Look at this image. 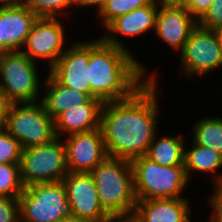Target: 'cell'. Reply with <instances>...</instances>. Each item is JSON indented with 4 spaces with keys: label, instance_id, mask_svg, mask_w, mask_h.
<instances>
[{
    "label": "cell",
    "instance_id": "6da1fadb",
    "mask_svg": "<svg viewBox=\"0 0 222 222\" xmlns=\"http://www.w3.org/2000/svg\"><path fill=\"white\" fill-rule=\"evenodd\" d=\"M159 81L148 79L130 97L103 103L100 128L108 157L132 161L147 155L160 129Z\"/></svg>",
    "mask_w": 222,
    "mask_h": 222
},
{
    "label": "cell",
    "instance_id": "7a4b0ae2",
    "mask_svg": "<svg viewBox=\"0 0 222 222\" xmlns=\"http://www.w3.org/2000/svg\"><path fill=\"white\" fill-rule=\"evenodd\" d=\"M93 38L89 39L91 98L103 103L126 99L148 79L159 78L156 69L150 72L141 60L139 62V57L128 50L109 45L100 37Z\"/></svg>",
    "mask_w": 222,
    "mask_h": 222
},
{
    "label": "cell",
    "instance_id": "3957f363",
    "mask_svg": "<svg viewBox=\"0 0 222 222\" xmlns=\"http://www.w3.org/2000/svg\"><path fill=\"white\" fill-rule=\"evenodd\" d=\"M100 202L110 215L131 214L136 207L131 161L107 157L90 172Z\"/></svg>",
    "mask_w": 222,
    "mask_h": 222
},
{
    "label": "cell",
    "instance_id": "277c9868",
    "mask_svg": "<svg viewBox=\"0 0 222 222\" xmlns=\"http://www.w3.org/2000/svg\"><path fill=\"white\" fill-rule=\"evenodd\" d=\"M131 164L137 199L187 198L184 191L191 184L184 165L161 166L146 155Z\"/></svg>",
    "mask_w": 222,
    "mask_h": 222
},
{
    "label": "cell",
    "instance_id": "5b68a950",
    "mask_svg": "<svg viewBox=\"0 0 222 222\" xmlns=\"http://www.w3.org/2000/svg\"><path fill=\"white\" fill-rule=\"evenodd\" d=\"M39 67L44 66H39L22 51L0 56V91L8 103L41 101L44 79Z\"/></svg>",
    "mask_w": 222,
    "mask_h": 222
},
{
    "label": "cell",
    "instance_id": "8992f818",
    "mask_svg": "<svg viewBox=\"0 0 222 222\" xmlns=\"http://www.w3.org/2000/svg\"><path fill=\"white\" fill-rule=\"evenodd\" d=\"M4 129L20 143L22 150L56 138L54 120L41 101L8 103Z\"/></svg>",
    "mask_w": 222,
    "mask_h": 222
},
{
    "label": "cell",
    "instance_id": "52a82bcc",
    "mask_svg": "<svg viewBox=\"0 0 222 222\" xmlns=\"http://www.w3.org/2000/svg\"><path fill=\"white\" fill-rule=\"evenodd\" d=\"M179 56L177 75L185 80L207 77L206 75L222 69V40L218 30L197 24Z\"/></svg>",
    "mask_w": 222,
    "mask_h": 222
},
{
    "label": "cell",
    "instance_id": "ba28073f",
    "mask_svg": "<svg viewBox=\"0 0 222 222\" xmlns=\"http://www.w3.org/2000/svg\"><path fill=\"white\" fill-rule=\"evenodd\" d=\"M20 171L24 187L62 181L69 173L62 138L22 150Z\"/></svg>",
    "mask_w": 222,
    "mask_h": 222
},
{
    "label": "cell",
    "instance_id": "9c48e42d",
    "mask_svg": "<svg viewBox=\"0 0 222 222\" xmlns=\"http://www.w3.org/2000/svg\"><path fill=\"white\" fill-rule=\"evenodd\" d=\"M18 199L19 215L26 222H58L71 215L62 181L24 187Z\"/></svg>",
    "mask_w": 222,
    "mask_h": 222
},
{
    "label": "cell",
    "instance_id": "30bf717a",
    "mask_svg": "<svg viewBox=\"0 0 222 222\" xmlns=\"http://www.w3.org/2000/svg\"><path fill=\"white\" fill-rule=\"evenodd\" d=\"M65 25L62 19L37 18L21 51L38 64L46 62L49 70L72 43Z\"/></svg>",
    "mask_w": 222,
    "mask_h": 222
},
{
    "label": "cell",
    "instance_id": "8fae6325",
    "mask_svg": "<svg viewBox=\"0 0 222 222\" xmlns=\"http://www.w3.org/2000/svg\"><path fill=\"white\" fill-rule=\"evenodd\" d=\"M72 216L91 222H106L110 214L103 208L90 173L69 172L62 180Z\"/></svg>",
    "mask_w": 222,
    "mask_h": 222
},
{
    "label": "cell",
    "instance_id": "7c38bea8",
    "mask_svg": "<svg viewBox=\"0 0 222 222\" xmlns=\"http://www.w3.org/2000/svg\"><path fill=\"white\" fill-rule=\"evenodd\" d=\"M72 40L63 55L47 71L58 83L91 97L89 82V41Z\"/></svg>",
    "mask_w": 222,
    "mask_h": 222
},
{
    "label": "cell",
    "instance_id": "4fadbf2b",
    "mask_svg": "<svg viewBox=\"0 0 222 222\" xmlns=\"http://www.w3.org/2000/svg\"><path fill=\"white\" fill-rule=\"evenodd\" d=\"M62 140L66 149L69 172L90 173L96 165L108 157L101 128L74 133Z\"/></svg>",
    "mask_w": 222,
    "mask_h": 222
},
{
    "label": "cell",
    "instance_id": "5bb4252c",
    "mask_svg": "<svg viewBox=\"0 0 222 222\" xmlns=\"http://www.w3.org/2000/svg\"><path fill=\"white\" fill-rule=\"evenodd\" d=\"M157 12L158 6L150 1L146 6L135 9L111 21L103 29V34H99L101 36L98 37L109 45L123 48L133 54L134 52L130 50V47L128 48L129 45L126 47L124 44L126 42L122 41L124 38L121 37H125L127 40L135 37L139 39L141 35L143 38L144 35H148L150 32L154 33Z\"/></svg>",
    "mask_w": 222,
    "mask_h": 222
},
{
    "label": "cell",
    "instance_id": "9a60e30c",
    "mask_svg": "<svg viewBox=\"0 0 222 222\" xmlns=\"http://www.w3.org/2000/svg\"><path fill=\"white\" fill-rule=\"evenodd\" d=\"M197 25V20L181 5L158 6L154 34L173 53L180 54ZM175 50V52H174Z\"/></svg>",
    "mask_w": 222,
    "mask_h": 222
},
{
    "label": "cell",
    "instance_id": "2e32d148",
    "mask_svg": "<svg viewBox=\"0 0 222 222\" xmlns=\"http://www.w3.org/2000/svg\"><path fill=\"white\" fill-rule=\"evenodd\" d=\"M35 14L26 3L0 5V31L3 39V54L21 51L33 23Z\"/></svg>",
    "mask_w": 222,
    "mask_h": 222
},
{
    "label": "cell",
    "instance_id": "e0dca14e",
    "mask_svg": "<svg viewBox=\"0 0 222 222\" xmlns=\"http://www.w3.org/2000/svg\"><path fill=\"white\" fill-rule=\"evenodd\" d=\"M190 198L137 199L134 214L140 222H192Z\"/></svg>",
    "mask_w": 222,
    "mask_h": 222
},
{
    "label": "cell",
    "instance_id": "ac0fdd59",
    "mask_svg": "<svg viewBox=\"0 0 222 222\" xmlns=\"http://www.w3.org/2000/svg\"><path fill=\"white\" fill-rule=\"evenodd\" d=\"M103 102L90 98L86 103L69 108L55 120L56 137L64 138L74 133H81L100 128Z\"/></svg>",
    "mask_w": 222,
    "mask_h": 222
},
{
    "label": "cell",
    "instance_id": "d6986e66",
    "mask_svg": "<svg viewBox=\"0 0 222 222\" xmlns=\"http://www.w3.org/2000/svg\"><path fill=\"white\" fill-rule=\"evenodd\" d=\"M190 144V147L189 145ZM184 168L189 182L197 174L208 175L214 188L222 186V155L214 149L191 143L185 144Z\"/></svg>",
    "mask_w": 222,
    "mask_h": 222
},
{
    "label": "cell",
    "instance_id": "ffe728a7",
    "mask_svg": "<svg viewBox=\"0 0 222 222\" xmlns=\"http://www.w3.org/2000/svg\"><path fill=\"white\" fill-rule=\"evenodd\" d=\"M42 76L47 77L43 82L41 102L53 120L69 108L86 103L91 98L87 93L63 86L49 73Z\"/></svg>",
    "mask_w": 222,
    "mask_h": 222
},
{
    "label": "cell",
    "instance_id": "44dd1931",
    "mask_svg": "<svg viewBox=\"0 0 222 222\" xmlns=\"http://www.w3.org/2000/svg\"><path fill=\"white\" fill-rule=\"evenodd\" d=\"M158 134H155L146 156L161 166L184 165L185 135Z\"/></svg>",
    "mask_w": 222,
    "mask_h": 222
},
{
    "label": "cell",
    "instance_id": "7402d4cb",
    "mask_svg": "<svg viewBox=\"0 0 222 222\" xmlns=\"http://www.w3.org/2000/svg\"><path fill=\"white\" fill-rule=\"evenodd\" d=\"M190 139L222 155V117L204 115L191 125Z\"/></svg>",
    "mask_w": 222,
    "mask_h": 222
},
{
    "label": "cell",
    "instance_id": "603a6c76",
    "mask_svg": "<svg viewBox=\"0 0 222 222\" xmlns=\"http://www.w3.org/2000/svg\"><path fill=\"white\" fill-rule=\"evenodd\" d=\"M75 0H26L29 9L37 18L66 19L74 12ZM64 16V17H63Z\"/></svg>",
    "mask_w": 222,
    "mask_h": 222
},
{
    "label": "cell",
    "instance_id": "cb8c5ba5",
    "mask_svg": "<svg viewBox=\"0 0 222 222\" xmlns=\"http://www.w3.org/2000/svg\"><path fill=\"white\" fill-rule=\"evenodd\" d=\"M23 191L20 163H1L0 196L19 198Z\"/></svg>",
    "mask_w": 222,
    "mask_h": 222
},
{
    "label": "cell",
    "instance_id": "d4e9b609",
    "mask_svg": "<svg viewBox=\"0 0 222 222\" xmlns=\"http://www.w3.org/2000/svg\"><path fill=\"white\" fill-rule=\"evenodd\" d=\"M150 0H106L101 11L96 15L103 29L117 17L146 6Z\"/></svg>",
    "mask_w": 222,
    "mask_h": 222
},
{
    "label": "cell",
    "instance_id": "484cf974",
    "mask_svg": "<svg viewBox=\"0 0 222 222\" xmlns=\"http://www.w3.org/2000/svg\"><path fill=\"white\" fill-rule=\"evenodd\" d=\"M22 148L20 143L4 128L0 130V164L20 163Z\"/></svg>",
    "mask_w": 222,
    "mask_h": 222
},
{
    "label": "cell",
    "instance_id": "4316f807",
    "mask_svg": "<svg viewBox=\"0 0 222 222\" xmlns=\"http://www.w3.org/2000/svg\"><path fill=\"white\" fill-rule=\"evenodd\" d=\"M203 28L218 30L222 27V0H213L209 9L197 21Z\"/></svg>",
    "mask_w": 222,
    "mask_h": 222
},
{
    "label": "cell",
    "instance_id": "83f0119b",
    "mask_svg": "<svg viewBox=\"0 0 222 222\" xmlns=\"http://www.w3.org/2000/svg\"><path fill=\"white\" fill-rule=\"evenodd\" d=\"M19 216V199L0 196V222H13Z\"/></svg>",
    "mask_w": 222,
    "mask_h": 222
},
{
    "label": "cell",
    "instance_id": "f1b7e54d",
    "mask_svg": "<svg viewBox=\"0 0 222 222\" xmlns=\"http://www.w3.org/2000/svg\"><path fill=\"white\" fill-rule=\"evenodd\" d=\"M213 0H183L181 6L186 8L198 21L209 9Z\"/></svg>",
    "mask_w": 222,
    "mask_h": 222
},
{
    "label": "cell",
    "instance_id": "f546056e",
    "mask_svg": "<svg viewBox=\"0 0 222 222\" xmlns=\"http://www.w3.org/2000/svg\"><path fill=\"white\" fill-rule=\"evenodd\" d=\"M106 0H75L74 2V12L77 10V8L80 10H82L83 8H89L87 9V11L89 12L90 9H94L96 10V12H94L95 15H97L101 9L103 8V6L105 5Z\"/></svg>",
    "mask_w": 222,
    "mask_h": 222
},
{
    "label": "cell",
    "instance_id": "4dcf8cb0",
    "mask_svg": "<svg viewBox=\"0 0 222 222\" xmlns=\"http://www.w3.org/2000/svg\"><path fill=\"white\" fill-rule=\"evenodd\" d=\"M208 199L222 213V186L211 189Z\"/></svg>",
    "mask_w": 222,
    "mask_h": 222
},
{
    "label": "cell",
    "instance_id": "1f68e13d",
    "mask_svg": "<svg viewBox=\"0 0 222 222\" xmlns=\"http://www.w3.org/2000/svg\"><path fill=\"white\" fill-rule=\"evenodd\" d=\"M106 222H140L134 213L131 214H120L110 215Z\"/></svg>",
    "mask_w": 222,
    "mask_h": 222
},
{
    "label": "cell",
    "instance_id": "d6a6232c",
    "mask_svg": "<svg viewBox=\"0 0 222 222\" xmlns=\"http://www.w3.org/2000/svg\"><path fill=\"white\" fill-rule=\"evenodd\" d=\"M207 204L210 209V215L207 218L201 219L203 222H222V213L207 199ZM201 221V222H202Z\"/></svg>",
    "mask_w": 222,
    "mask_h": 222
},
{
    "label": "cell",
    "instance_id": "836d02e7",
    "mask_svg": "<svg viewBox=\"0 0 222 222\" xmlns=\"http://www.w3.org/2000/svg\"><path fill=\"white\" fill-rule=\"evenodd\" d=\"M8 102L5 100L4 95L0 91V130L4 128L5 113Z\"/></svg>",
    "mask_w": 222,
    "mask_h": 222
},
{
    "label": "cell",
    "instance_id": "e575fe53",
    "mask_svg": "<svg viewBox=\"0 0 222 222\" xmlns=\"http://www.w3.org/2000/svg\"><path fill=\"white\" fill-rule=\"evenodd\" d=\"M157 6L181 5L183 0H150Z\"/></svg>",
    "mask_w": 222,
    "mask_h": 222
},
{
    "label": "cell",
    "instance_id": "d590c367",
    "mask_svg": "<svg viewBox=\"0 0 222 222\" xmlns=\"http://www.w3.org/2000/svg\"><path fill=\"white\" fill-rule=\"evenodd\" d=\"M58 222H91V221L70 215L68 217L62 218Z\"/></svg>",
    "mask_w": 222,
    "mask_h": 222
},
{
    "label": "cell",
    "instance_id": "8d00e7d4",
    "mask_svg": "<svg viewBox=\"0 0 222 222\" xmlns=\"http://www.w3.org/2000/svg\"><path fill=\"white\" fill-rule=\"evenodd\" d=\"M25 2H26V0H0V5L22 4Z\"/></svg>",
    "mask_w": 222,
    "mask_h": 222
},
{
    "label": "cell",
    "instance_id": "74e56055",
    "mask_svg": "<svg viewBox=\"0 0 222 222\" xmlns=\"http://www.w3.org/2000/svg\"><path fill=\"white\" fill-rule=\"evenodd\" d=\"M3 55V39H1V31H0V56Z\"/></svg>",
    "mask_w": 222,
    "mask_h": 222
},
{
    "label": "cell",
    "instance_id": "f35d334b",
    "mask_svg": "<svg viewBox=\"0 0 222 222\" xmlns=\"http://www.w3.org/2000/svg\"><path fill=\"white\" fill-rule=\"evenodd\" d=\"M13 222H26L20 215Z\"/></svg>",
    "mask_w": 222,
    "mask_h": 222
},
{
    "label": "cell",
    "instance_id": "ab89813d",
    "mask_svg": "<svg viewBox=\"0 0 222 222\" xmlns=\"http://www.w3.org/2000/svg\"><path fill=\"white\" fill-rule=\"evenodd\" d=\"M218 32H219V35H220L221 40H222V27H220V28L218 29Z\"/></svg>",
    "mask_w": 222,
    "mask_h": 222
}]
</instances>
